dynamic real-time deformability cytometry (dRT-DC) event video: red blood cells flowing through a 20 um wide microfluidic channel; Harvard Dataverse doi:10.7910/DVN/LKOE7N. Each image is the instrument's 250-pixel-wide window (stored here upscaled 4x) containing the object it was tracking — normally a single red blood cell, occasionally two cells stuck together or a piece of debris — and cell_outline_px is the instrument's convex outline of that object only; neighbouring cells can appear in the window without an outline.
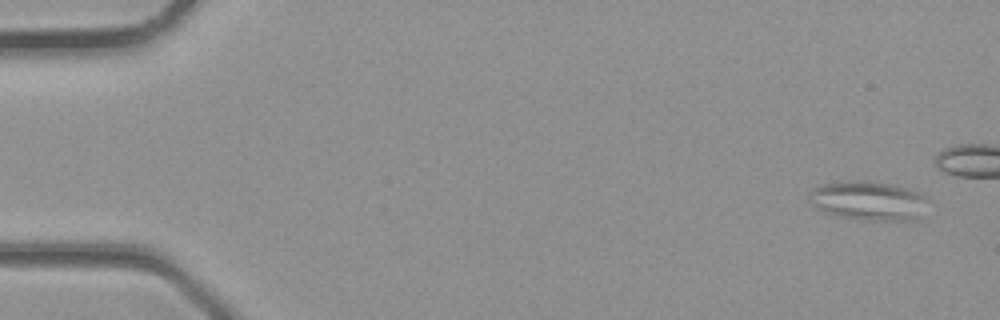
{"species": "common noctule bat (a hibernating species)", "species_latin": "Nyctalus noctula", "temperature_condition": "room temperature", "stored_images_in_passage": 5, "camera_frame_rate_fps": 3000, "um_per_image_px": 0.085, "animal": {"sex": "male", "body_mass_g": 23.1, "forearm_length_mm": 52.7}, "frame": {"image": 1, "passage_image": 1, "time_ms": 0.0, "image_size_px": [1000, 320], "cell_outline_px": [[928, 200], [920, 216], [912, 220], [860, 220], [836, 216], [816, 208], [808, 200], [808, 192], [812, 188], [824, 184], [860, 180], [868, 180], [892, 184], [916, 192], [924, 196]], "centroid_in_image_um": [73.76, 17.06], "position_along_channel_um": 11.2, "area_um2": 27.05}}
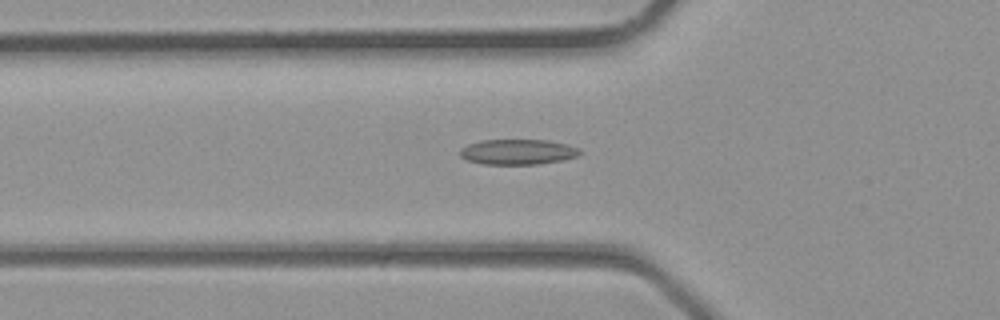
{"frame": {"image": 2, "passage_image": 5, "time_ms": 1.333, "image_size_px": [1000, 320], "cell_outline_px": [[580, 156], [564, 160], [536, 164], [484, 164], [468, 160], [460, 156], [460, 148], [468, 144], [480, 140], [548, 140], [568, 144], [580, 148]], "centroid_in_image_um": [44.04, 12.9], "position_along_channel_um": 81.8, "area_um2": 17.8}}